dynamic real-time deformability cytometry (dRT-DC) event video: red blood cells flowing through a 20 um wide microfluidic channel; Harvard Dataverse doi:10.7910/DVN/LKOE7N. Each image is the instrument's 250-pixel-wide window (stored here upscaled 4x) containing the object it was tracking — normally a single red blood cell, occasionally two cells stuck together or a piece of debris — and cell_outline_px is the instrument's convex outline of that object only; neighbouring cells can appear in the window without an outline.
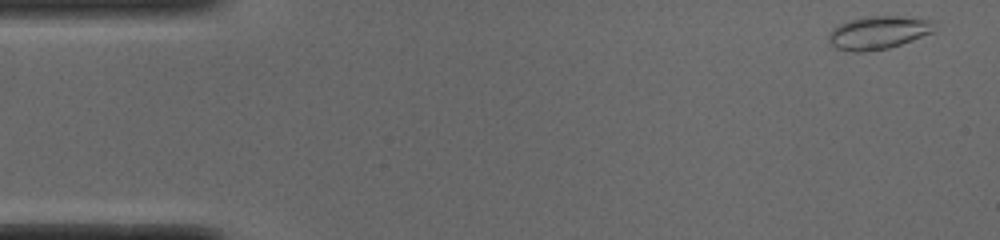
{"species": "common noctule bat (a hibernating species)", "species_latin": "Nyctalus noctula", "temperature_condition": "cold", "stored_images_in_passage": 13, "camera_frame_rate_fps": 3000, "um_per_image_px": 0.085, "animal": {"sex": "male", "body_mass_g": 19.0, "forearm_length_mm": 50.8}, "frame": {"image": 1, "passage_image": 1, "time_ms": 0.0, "image_size_px": [1000, 240], "cell_outline_px": [[932, 32], [912, 40], [888, 48], [868, 52], [852, 52], [836, 48], [828, 40], [828, 36], [832, 28], [840, 24], [852, 20], [868, 16], [900, 16], [932, 20]], "centroid_in_image_um": [74.61, 2.78], "position_along_channel_um": 10.4, "area_um2": 20.11}}